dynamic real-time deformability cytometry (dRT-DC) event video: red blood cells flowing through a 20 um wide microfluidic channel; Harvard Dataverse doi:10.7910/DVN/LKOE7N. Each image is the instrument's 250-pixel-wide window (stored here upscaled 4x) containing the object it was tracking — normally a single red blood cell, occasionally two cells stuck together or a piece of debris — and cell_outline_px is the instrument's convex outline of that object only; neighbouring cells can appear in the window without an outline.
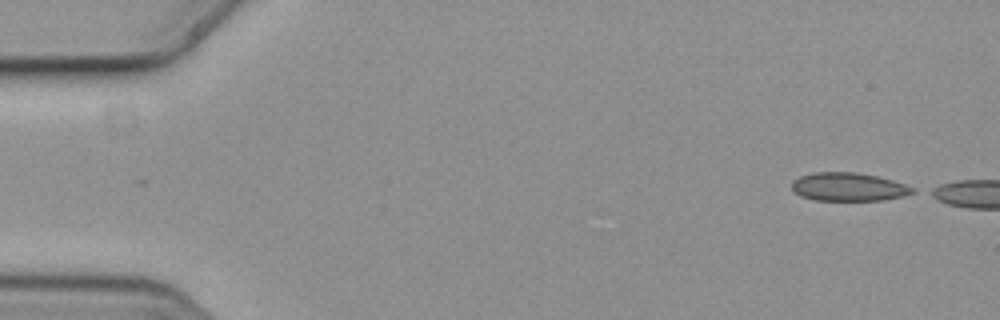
{"species": "common noctule bat (a hibernating species)", "species_latin": "Nyctalus noctula", "temperature_condition": "cold", "stored_images_in_passage": 4, "camera_frame_rate_fps": 3000, "um_per_image_px": 0.085, "animal": {"sex": "female", "body_mass_g": 19.3, "forearm_length_mm": 54.1}, "frame": {"image": 1, "passage_image": 1, "time_ms": 0.0, "image_size_px": [1000, 320], "cell_outline_px": [[916, 192], [884, 200], [816, 200], [800, 196], [792, 188], [792, 180], [800, 176], [816, 172], [856, 172], [876, 176], [892, 180], [904, 184], [912, 188]], "centroid_in_image_um": [72.09, 15.88], "position_along_channel_um": 12.9, "area_um2": 19.71}}